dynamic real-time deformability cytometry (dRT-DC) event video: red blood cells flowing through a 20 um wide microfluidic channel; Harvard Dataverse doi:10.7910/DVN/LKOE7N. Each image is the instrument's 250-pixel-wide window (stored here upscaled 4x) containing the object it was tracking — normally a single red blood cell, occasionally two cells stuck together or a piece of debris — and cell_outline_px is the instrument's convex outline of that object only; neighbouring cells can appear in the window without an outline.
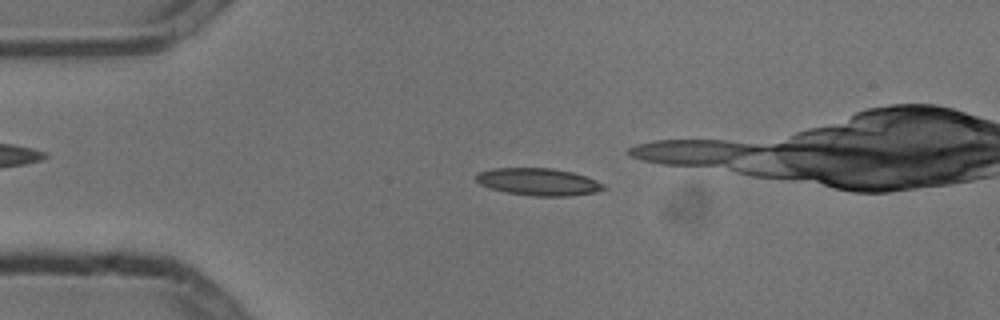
{"species": "common noctule bat (a hibernating species)", "species_latin": "Nyctalus noctula", "temperature_condition": "cold", "stored_images_in_passage": 6, "camera_frame_rate_fps": 3000, "um_per_image_px": 0.085, "animal": {"sex": "male", "body_mass_g": 13.3}, "frame": {"image": 1, "passage_image": 3, "time_ms": 0.667, "image_size_px": [1000, 320], "cell_outline_px": [[608, 188], [596, 192], [568, 196], [532, 196], [508, 192], [492, 188], [480, 184], [476, 180], [476, 176], [480, 172], [492, 168], [552, 168], [572, 172], [596, 180], [604, 184]], "centroid_in_image_um": [45.8, 15.45], "position_along_channel_um": 39.2, "area_um2": 20.11}}